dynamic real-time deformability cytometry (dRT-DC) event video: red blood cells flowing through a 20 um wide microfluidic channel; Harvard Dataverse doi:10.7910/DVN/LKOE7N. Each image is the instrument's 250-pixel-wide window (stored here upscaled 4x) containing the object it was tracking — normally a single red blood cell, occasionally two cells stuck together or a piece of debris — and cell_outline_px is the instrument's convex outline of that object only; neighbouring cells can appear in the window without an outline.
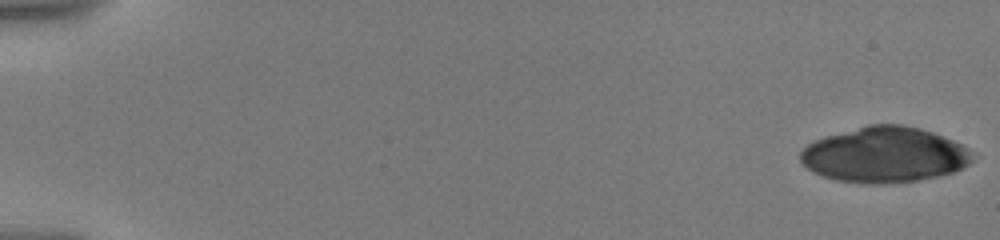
{"species": "human", "species_latin": "Homo sapiens", "temperature_condition": "warm", "stored_images_in_passage": 24, "camera_frame_rate_fps": 3000, "um_per_image_px": 0.085, "donor": {"sex": "male"}, "frame": {"image": 1, "passage_image": 1, "time_ms": 0.0, "image_size_px": [1000, 240], "cell_outline_px": [[980, 156], [968, 164], [952, 172], [940, 176], [892, 184], [860, 184], [836, 180], [812, 172], [800, 160], [800, 152], [808, 144], [824, 136], [868, 124], [900, 124], [920, 128], [932, 132], [952, 140], [968, 148]], "centroid_in_image_um": [75.21, 13.16], "position_along_channel_um": 9.8, "area_um2": 56.12}}
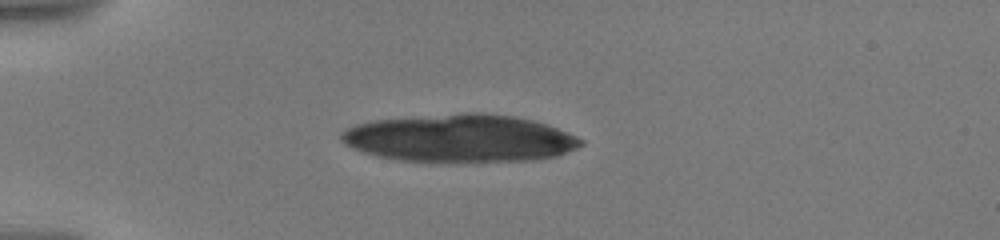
{"frame": {"image": 2, "passage_image": 14, "time_ms": 5.0, "image_size_px": [1000, 240], "cell_outline_px": [[584, 144], [568, 152], [556, 156], [540, 160], [396, 160], [376, 156], [352, 148], [344, 144], [340, 140], [340, 132], [356, 124], [372, 120], [464, 112], [480, 112], [512, 116], [532, 120], [548, 124], [568, 132], [584, 140]], "centroid_in_image_um": [39.1, 11.73], "position_along_channel_um": 45.9, "area_um2": 66.24}}